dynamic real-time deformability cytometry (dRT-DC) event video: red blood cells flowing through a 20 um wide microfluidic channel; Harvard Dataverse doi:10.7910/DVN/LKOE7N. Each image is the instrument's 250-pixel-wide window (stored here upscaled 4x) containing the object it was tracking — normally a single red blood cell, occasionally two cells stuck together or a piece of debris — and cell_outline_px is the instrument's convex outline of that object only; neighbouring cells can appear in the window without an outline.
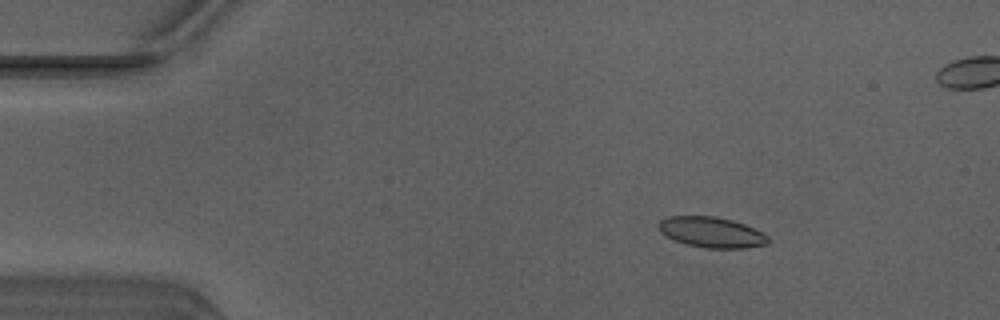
{"species": "Egyptian fruit bat (a non-hibernating species)", "species_latin": "Rousettus aegyptiacus", "temperature_condition": "warm", "stored_images_in_passage": 46, "segment_of_instrument_passage": [1, 2], "camera_frame_rate_fps": 3000, "um_per_image_px": 0.085, "animal": {"sex": "male"}, "frame": {"image": 1, "passage_image": 3, "time_ms": 0.667, "image_size_px": [1000, 320], "cell_outline_px": [[768, 244], [744, 248], [704, 248], [684, 244], [672, 240], [660, 232], [656, 224], [660, 220], [668, 216], [716, 216], [732, 220], [744, 224], [764, 232], [768, 236]], "centroid_in_image_um": [60.44, 19.74], "position_along_channel_um": 24.6, "area_um2": 19.83}}
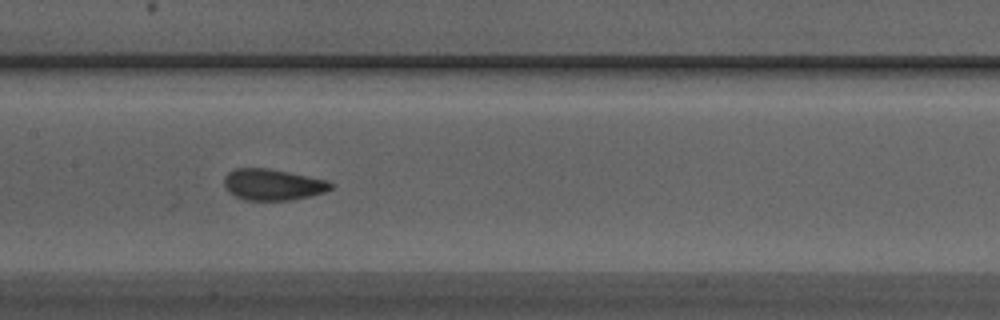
{"frame": {"image": 2, "passage_image": 20, "time_ms": 6.333, "image_size_px": [1000, 320], "cell_outline_px": [[332, 188], [324, 192], [292, 200], [244, 200], [228, 192], [224, 188], [224, 176], [228, 172], [236, 168], [268, 168], [328, 180], [332, 184]], "centroid_in_image_um": [23.15, 15.69], "position_along_channel_um": 184.3, "area_um2": 19.42}}
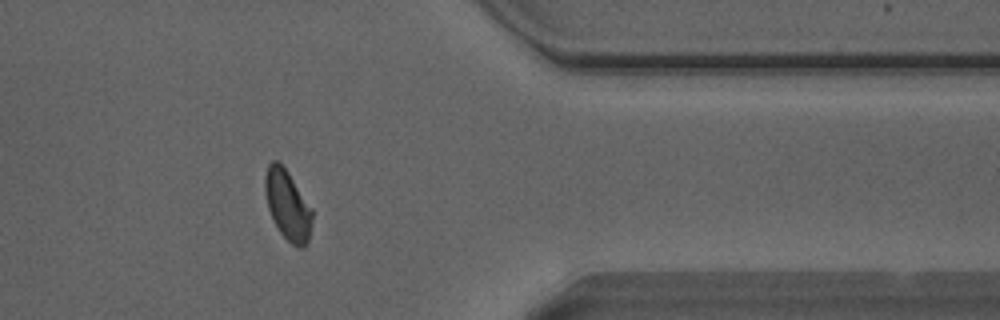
{"frame": {"image": 3, "passage_image": 36, "time_ms": 11.667, "image_size_px": [1000, 320], "cell_outline_px": [[312, 224], [308, 240], [304, 248], [300, 248], [292, 244], [280, 232], [268, 208], [264, 192], [264, 176], [268, 164], [272, 160], [280, 160], [312, 208]], "centroid_in_image_um": [24.44, 17.39], "position_along_channel_um": 387.0, "area_um2": 19.25}}